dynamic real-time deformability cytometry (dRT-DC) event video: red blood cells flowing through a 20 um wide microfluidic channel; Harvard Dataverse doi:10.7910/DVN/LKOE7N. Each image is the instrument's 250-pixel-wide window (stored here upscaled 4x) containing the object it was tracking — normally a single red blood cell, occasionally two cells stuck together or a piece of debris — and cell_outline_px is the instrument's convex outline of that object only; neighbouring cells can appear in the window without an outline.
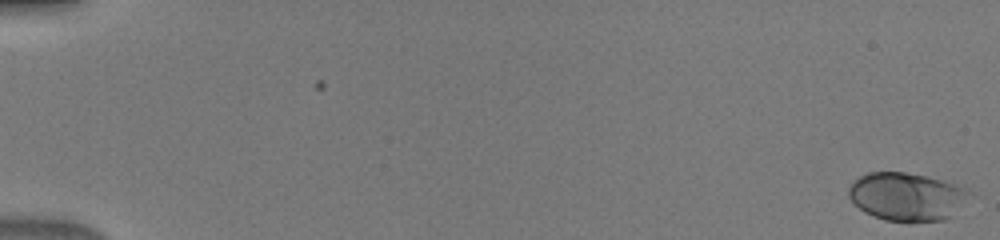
{"species": "human", "species_latin": "Homo sapiens", "temperature_condition": "warm", "stored_images_in_passage": 24, "camera_frame_rate_fps": 3000, "um_per_image_px": 0.085, "donor": {"sex": "male"}, "frame": {"image": 1, "passage_image": 1, "time_ms": 0.0, "image_size_px": [1000, 240], "cell_outline_px": [[968, 192], [948, 216], [944, 220], [884, 220], [864, 212], [848, 196], [848, 188], [860, 176], [868, 172], [904, 172], [924, 176], [956, 184], [968, 188]], "centroid_in_image_um": [76.96, 16.68], "position_along_channel_um": 8.0, "area_um2": 32.48}}
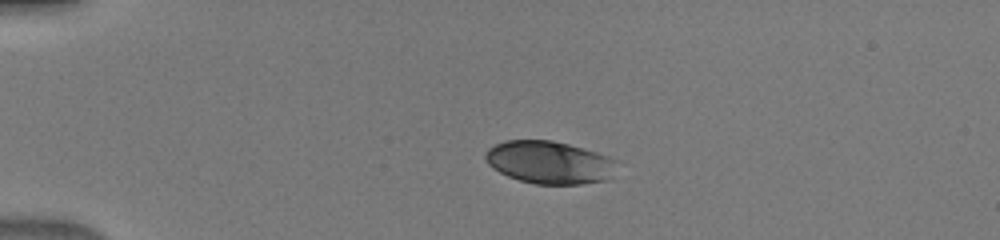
{"frame": {"image": 2, "passage_image": 13, "time_ms": 4.0, "image_size_px": [1000, 240], "cell_outline_px": [[616, 160], [608, 180], [580, 184], [536, 184], [520, 180], [508, 176], [492, 168], [488, 164], [484, 156], [488, 148], [504, 140], [552, 140], [568, 144], [596, 152], [608, 156]], "centroid_in_image_um": [46.65, 13.8], "position_along_channel_um": 38.3, "area_um2": 32.48}}